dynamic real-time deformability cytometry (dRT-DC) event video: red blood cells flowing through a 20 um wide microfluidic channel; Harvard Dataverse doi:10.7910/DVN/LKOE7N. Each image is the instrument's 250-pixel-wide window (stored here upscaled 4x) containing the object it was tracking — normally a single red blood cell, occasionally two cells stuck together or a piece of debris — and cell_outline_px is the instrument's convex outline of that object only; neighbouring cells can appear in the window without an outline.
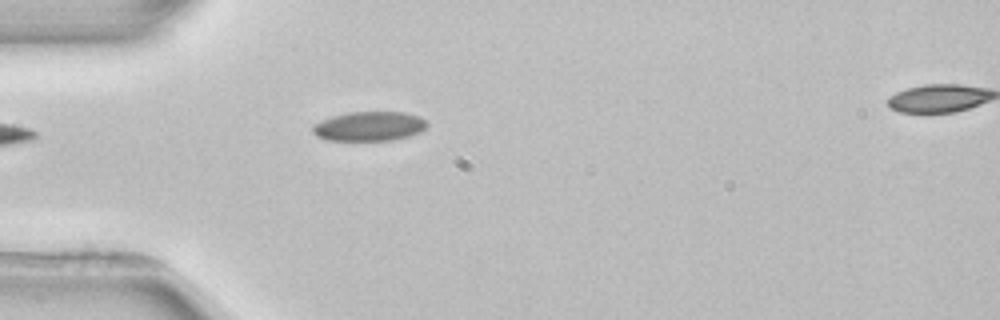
{"species": "common noctule bat (a hibernating species)", "species_latin": "Nyctalus noctula", "temperature_condition": "room temperature", "stored_images_in_passage": 38, "camera_frame_rate_fps": 3000, "um_per_image_px": 0.085, "animal": {"sex": "female", "body_mass_g": 22.7, "forearm_length_mm": 54.2}, "frame": {"image": 1, "passage_image": 1, "time_ms": 0.0, "image_size_px": [1000, 320], "cell_outline_px": [[428, 124], [420, 132], [408, 136], [392, 140], [324, 140], [316, 136], [312, 132], [312, 124], [332, 116], [348, 112], [404, 112], [420, 116], [428, 120]], "centroid_in_image_um": [31.38, 10.72], "position_along_channel_um": 53.6, "area_um2": 19.77}}
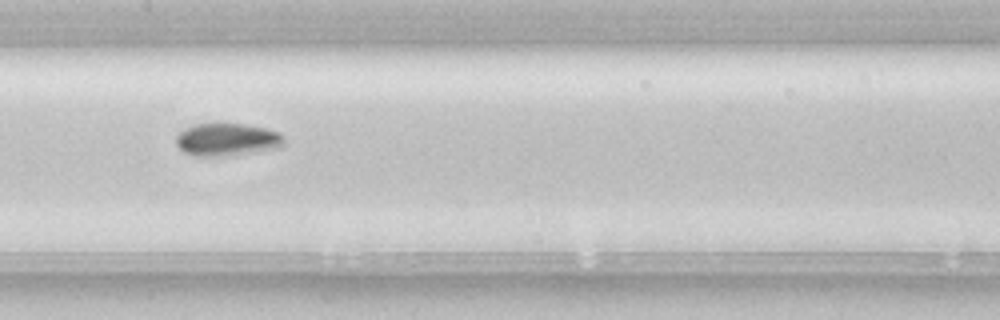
{"frame": {"image": 2, "passage_image": 12, "time_ms": 3.667, "image_size_px": [1000, 320], "cell_outline_px": [[284, 144], [276, 148], [224, 156], [196, 156], [184, 152], [176, 144], [176, 136], [184, 128], [196, 124], [244, 124], [264, 128], [280, 132], [284, 140]], "centroid_in_image_um": [19.27, 11.86], "position_along_channel_um": 188.1, "area_um2": 20.29}, "authors_computed_cell_mechanics": {"area_um2": 19.3341, "velocity_mm_per_s": 3.8953, "shape_relaxation_time_tau1_ms": 6.8923, "shape_relaxation_time_tau2_ms": null, "deformation_change_tau1": 0.1174, "deformation_change_tau2": null}}